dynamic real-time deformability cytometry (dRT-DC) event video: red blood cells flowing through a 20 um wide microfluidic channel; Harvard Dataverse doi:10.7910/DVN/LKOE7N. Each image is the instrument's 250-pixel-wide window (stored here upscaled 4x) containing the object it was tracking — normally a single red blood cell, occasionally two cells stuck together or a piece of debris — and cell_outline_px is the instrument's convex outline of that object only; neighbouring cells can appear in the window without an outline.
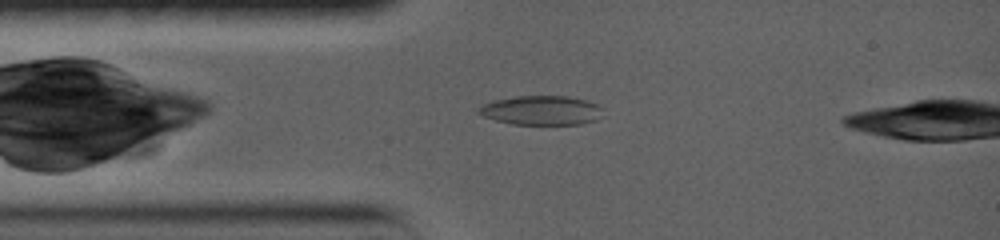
{"species": "common noctule bat (a hibernating species)", "species_latin": "Nyctalus noctula", "temperature_condition": "warm", "stored_images_in_passage": 10, "camera_frame_rate_fps": 5000, "um_per_image_px": 0.085, "animal": {"sex": "female", "body_mass_g": 19.0, "forearm_length_mm": 56.7}, "frame": {"image": 1, "passage_image": 5, "time_ms": 1.6, "image_size_px": [1000, 240], "cell_outline_px": [[604, 108], [596, 120], [580, 124], [512, 124], [496, 120], [484, 116], [476, 112], [476, 108], [484, 104], [496, 100], [516, 96], [568, 96], [584, 100], [596, 104]], "centroid_in_image_um": [46.0, 9.38], "position_along_channel_um": 39.0, "area_um2": 21.04}}
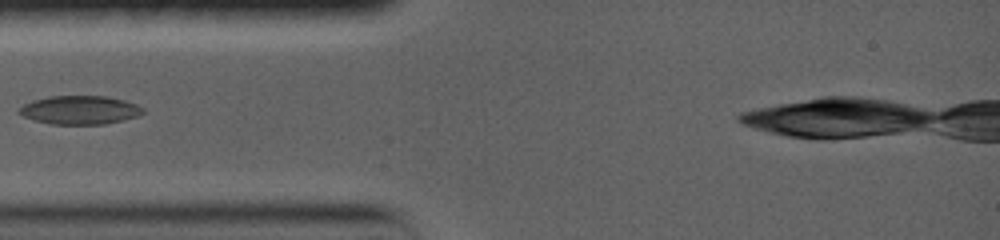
{"frame": {"image": 2, "passage_image": 7, "time_ms": 2.8, "image_size_px": [1000, 240], "cell_outline_px": [[144, 112], [136, 116], [124, 120], [104, 124], [52, 124], [36, 120], [24, 116], [16, 112], [24, 104], [32, 100], [48, 96], [104, 96], [124, 100], [136, 104], [144, 108]], "centroid_in_image_um": [6.78, 9.34], "position_along_channel_um": 78.2, "area_um2": 20.52}}
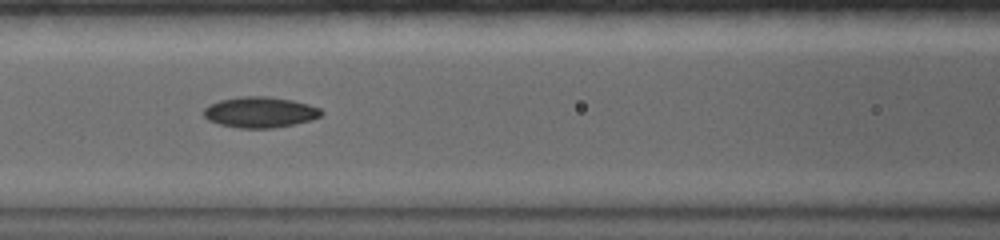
{"frame": {"image": 3, "passage_image": 9, "time_ms": 4.6, "image_size_px": [1000, 240], "cell_outline_px": [[324, 112], [320, 116], [308, 120], [292, 124], [272, 128], [240, 128], [220, 124], [208, 120], [204, 116], [204, 108], [208, 104], [220, 100], [236, 96], [268, 96], [292, 100], [308, 104], [320, 108]], "centroid_in_image_um": [22.07, 9.52], "position_along_channel_um": 144.5, "area_um2": 21.04}}